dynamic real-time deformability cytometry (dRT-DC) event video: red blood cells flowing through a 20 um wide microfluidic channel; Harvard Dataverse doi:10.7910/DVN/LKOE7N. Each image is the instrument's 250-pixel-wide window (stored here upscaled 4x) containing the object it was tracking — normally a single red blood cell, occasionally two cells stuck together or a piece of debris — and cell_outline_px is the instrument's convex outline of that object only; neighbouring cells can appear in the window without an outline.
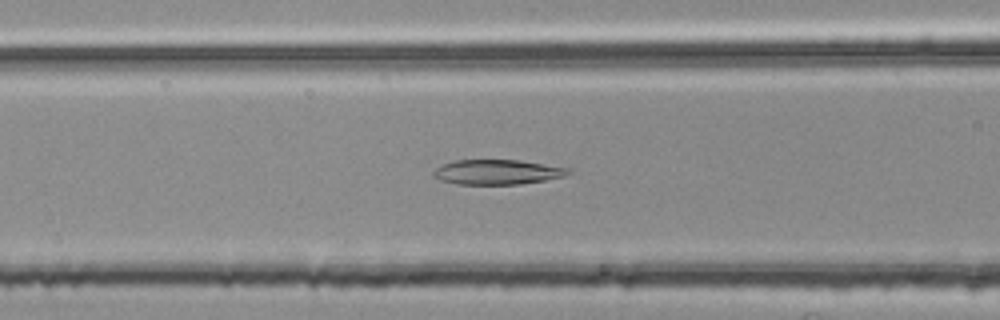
{"species": "common noctule bat (a hibernating species)", "species_latin": "Nyctalus noctula", "temperature_condition": "room temperature", "stored_images_in_passage": 39, "camera_frame_rate_fps": 3000, "um_per_image_px": 0.085, "animal": {"sex": "female", "body_mass_g": 25.1}, "frame": {"image": 1, "passage_image": 6, "time_ms": 1.667, "image_size_px": [1000, 320], "cell_outline_px": [[568, 172], [564, 176], [544, 180], [520, 184], [456, 184], [440, 180], [432, 176], [432, 172], [436, 168], [444, 164], [456, 160], [520, 160], [568, 168]], "centroid_in_image_um": [42.2, 14.62], "position_along_channel_um": 124.4, "area_um2": 19.31}}
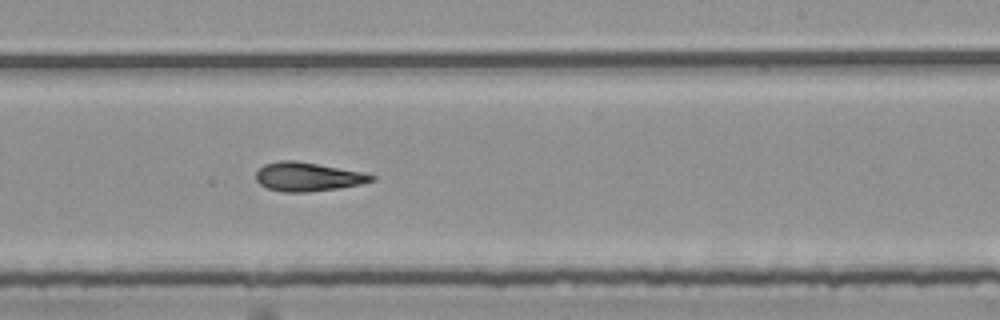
{"frame": {"image": 2, "passage_image": 17, "time_ms": 5.333, "image_size_px": [1000, 320], "cell_outline_px": [[376, 180], [360, 184], [312, 192], [284, 192], [268, 188], [260, 184], [256, 180], [256, 172], [264, 164], [280, 160], [296, 160], [360, 172], [376, 176]], "centroid_in_image_um": [26.13, 15.02], "position_along_channel_um": 262.9, "area_um2": 19.25}}
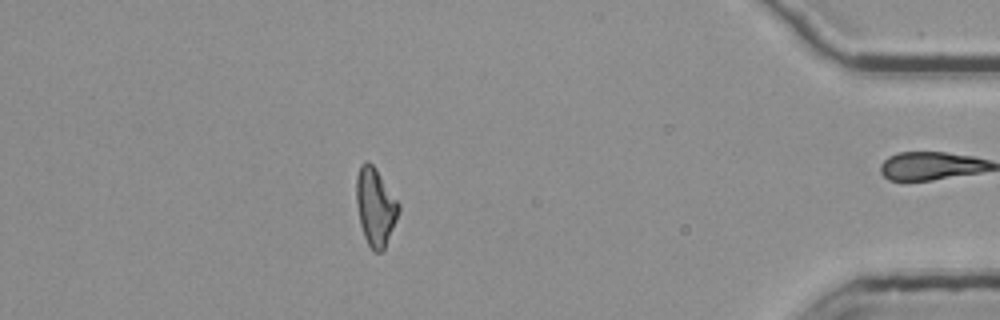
{"frame": {"image": 3, "passage_image": 32, "time_ms": 10.333, "image_size_px": [1000, 320], "cell_outline_px": [[400, 208], [396, 220], [384, 248], [380, 252], [372, 252], [364, 236], [360, 224], [356, 200], [356, 176], [360, 164], [368, 160], [376, 168], [400, 204]], "centroid_in_image_um": [31.89, 17.55], "position_along_channel_um": 403.3, "area_um2": 19.13}, "authors_computed_cell_mechanics": {"area_um2": 19.2474, "velocity_mm_per_s": 3.7831, "shape_relaxation_time_tau1_ms": null, "shape_relaxation_time_tau2_ms": 5.2463, "deformation_change_tau1": null, "deformation_change_tau2": 0.1411}}